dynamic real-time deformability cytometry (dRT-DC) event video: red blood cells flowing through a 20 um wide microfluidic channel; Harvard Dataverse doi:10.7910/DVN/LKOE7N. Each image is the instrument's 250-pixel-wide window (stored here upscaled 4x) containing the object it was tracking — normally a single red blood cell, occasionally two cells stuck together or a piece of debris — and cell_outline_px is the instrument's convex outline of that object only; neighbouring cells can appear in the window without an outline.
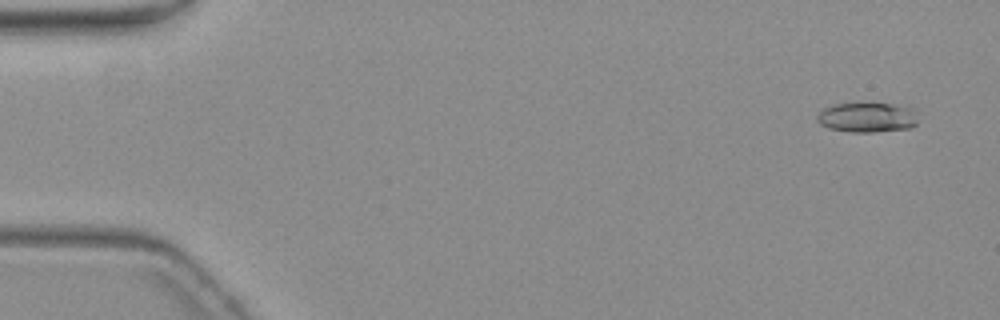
{"species": "common noctule bat (a hibernating species)", "species_latin": "Nyctalus noctula", "temperature_condition": "warm", "stored_images_in_passage": 4, "camera_frame_rate_fps": 3000, "um_per_image_px": 0.085, "animal": {"sex": "female", "body_mass_g": 19.3, "forearm_length_mm": 54.1}, "frame": {"image": 1, "passage_image": 1, "time_ms": 0.0, "image_size_px": [1000, 320], "cell_outline_px": [[916, 124], [912, 128], [876, 132], [852, 132], [828, 128], [820, 124], [816, 120], [816, 116], [824, 108], [832, 104], [892, 104], [916, 108]], "centroid_in_image_um": [73.73, 9.99], "position_along_channel_um": 11.3, "area_um2": 17.63}}
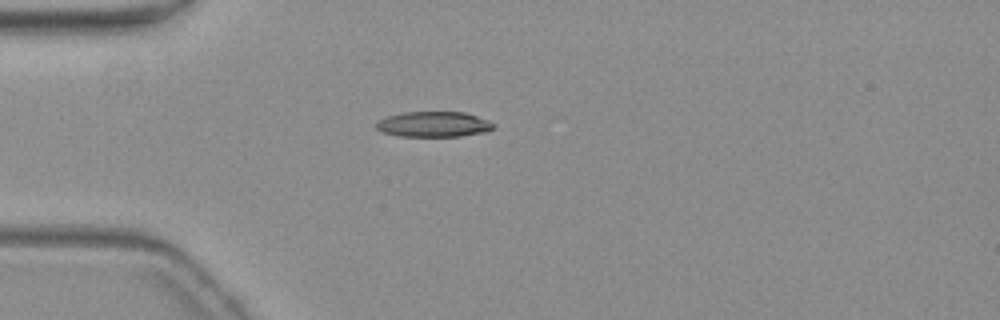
{"frame": {"image": 2, "passage_image": 4, "time_ms": 4.333, "image_size_px": [1000, 320], "cell_outline_px": [[496, 124], [488, 132], [460, 136], [400, 136], [384, 132], [376, 128], [376, 120], [388, 116], [404, 112], [464, 112], [488, 120]], "centroid_in_image_um": [36.87, 10.56], "position_along_channel_um": 48.1, "area_um2": 17.34}}